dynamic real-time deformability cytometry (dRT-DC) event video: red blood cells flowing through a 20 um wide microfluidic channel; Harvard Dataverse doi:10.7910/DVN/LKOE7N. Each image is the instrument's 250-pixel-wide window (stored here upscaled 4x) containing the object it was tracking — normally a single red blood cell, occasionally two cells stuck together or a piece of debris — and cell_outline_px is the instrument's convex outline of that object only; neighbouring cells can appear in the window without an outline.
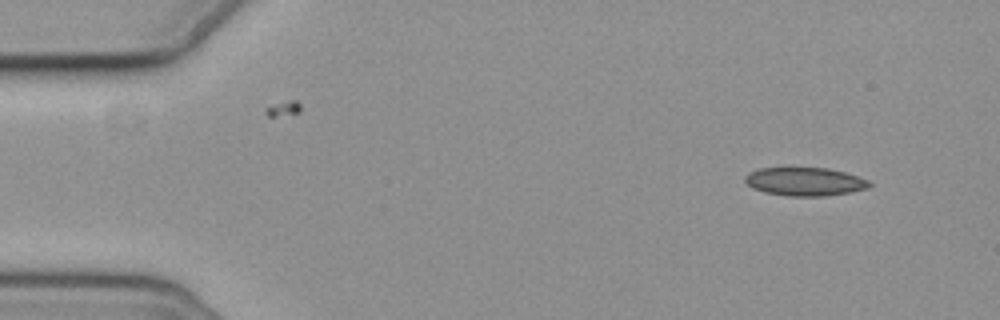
{"species": "common noctule bat (a hibernating species)", "species_latin": "Nyctalus noctula", "temperature_condition": "cold", "stored_images_in_passage": 4, "camera_frame_rate_fps": 3000, "um_per_image_px": 0.085, "animal": {"sex": "female", "body_mass_g": 19.3, "forearm_length_mm": 54.1}, "frame": {"image": 1, "passage_image": 1, "time_ms": 0.0, "image_size_px": [1000, 320], "cell_outline_px": [[872, 184], [868, 188], [848, 192], [820, 196], [788, 196], [764, 192], [752, 188], [744, 180], [744, 176], [748, 172], [760, 168], [828, 168], [844, 172], [868, 180]], "centroid_in_image_um": [68.37, 15.43], "position_along_channel_um": 16.6, "area_um2": 20.4}}
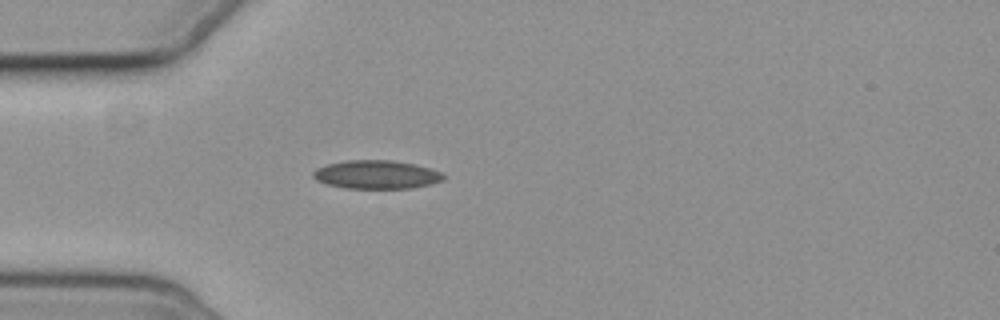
{"frame": {"image": 2, "passage_image": 4, "time_ms": 3.667, "image_size_px": [1000, 320], "cell_outline_px": [[444, 180], [432, 184], [412, 188], [344, 188], [328, 184], [316, 180], [312, 176], [312, 172], [316, 168], [328, 164], [344, 160], [392, 160], [416, 164], [432, 168], [440, 172], [444, 176]], "centroid_in_image_um": [32.01, 14.83], "position_along_channel_um": 53.0, "area_um2": 21.79}}